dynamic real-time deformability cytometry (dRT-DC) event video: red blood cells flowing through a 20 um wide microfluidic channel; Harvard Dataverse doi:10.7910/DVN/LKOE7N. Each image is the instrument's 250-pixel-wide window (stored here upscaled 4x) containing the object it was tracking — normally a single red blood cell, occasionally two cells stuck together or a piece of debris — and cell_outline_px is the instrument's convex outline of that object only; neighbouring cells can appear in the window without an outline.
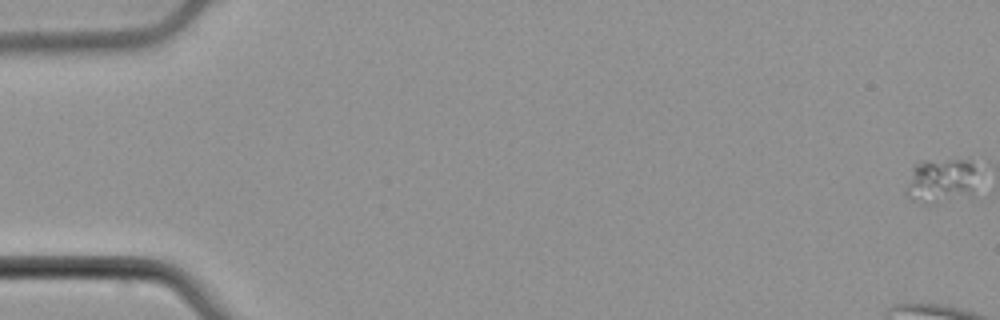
{"species": "common noctule bat (a hibernating species)", "species_latin": "Nyctalus noctula", "temperature_condition": "cold", "stored_images_in_passage": 10, "camera_frame_rate_fps": 3000, "um_per_image_px": 0.085, "animal": {"sex": "male", "body_mass_g": 21.5, "forearm_length_mm": 52.0}, "frame": {"image": 1, "passage_image": 1, "time_ms": 0.0, "image_size_px": [1000, 320], "cell_outline_px": [[976, 200], [936, 204], [920, 204], [912, 200], [904, 192], [912, 168], [916, 164], [924, 160], [960, 160], [972, 164], [976, 192]], "centroid_in_image_um": [80.02, 15.49], "position_along_channel_um": 5.0, "area_um2": 19.59}}